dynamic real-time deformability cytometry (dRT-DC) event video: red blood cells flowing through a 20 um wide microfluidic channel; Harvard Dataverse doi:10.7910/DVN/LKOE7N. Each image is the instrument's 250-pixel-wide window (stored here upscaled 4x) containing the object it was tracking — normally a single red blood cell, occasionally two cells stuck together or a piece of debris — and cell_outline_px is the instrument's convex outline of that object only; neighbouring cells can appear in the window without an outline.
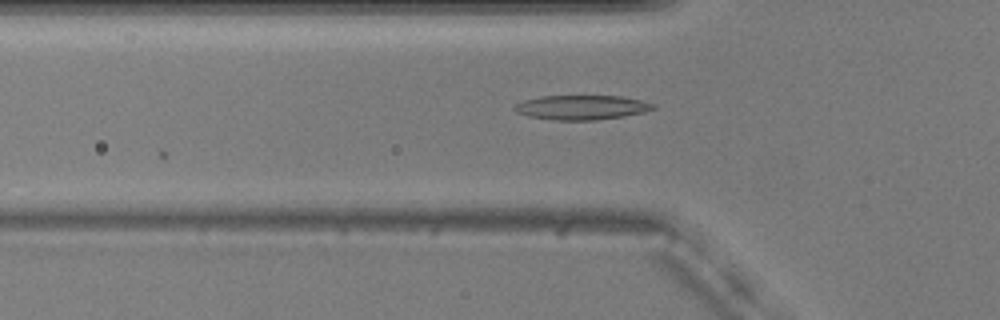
{"species": "common noctule bat (a hibernating species)", "species_latin": "Nyctalus noctula", "temperature_condition": "warm", "stored_images_in_passage": 10, "camera_frame_rate_fps": 3000, "um_per_image_px": 0.085, "animal": {"sex": "male", "body_mass_g": 20.5, "forearm_length_mm": 52.5}, "frame": {"image": 1, "passage_image": 2, "time_ms": 0.333, "image_size_px": [1000, 320], "cell_outline_px": [[656, 108], [644, 112], [624, 116], [596, 120], [552, 120], [528, 116], [516, 112], [512, 108], [516, 104], [524, 100], [540, 96], [620, 96], [640, 100], [656, 104]], "centroid_in_image_um": [49.43, 9.13], "position_along_channel_um": 76.4, "area_um2": 19.83}}
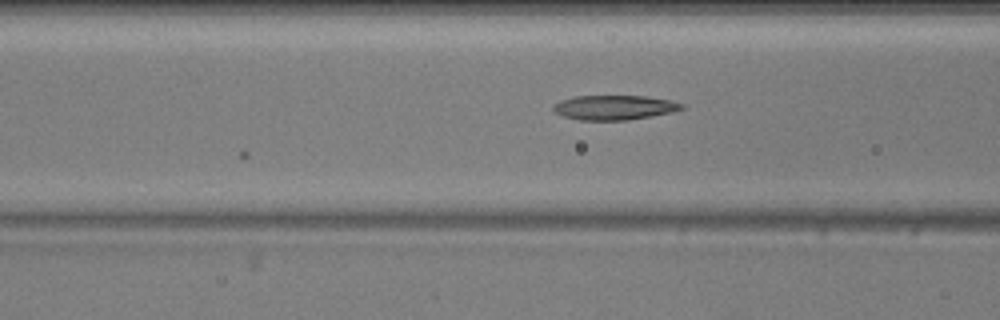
{"frame": {"image": 2, "passage_image": 5, "time_ms": 1.333, "image_size_px": [1000, 320], "cell_outline_px": [[684, 108], [672, 112], [652, 116], [628, 120], [580, 120], [564, 116], [556, 112], [552, 108], [552, 104], [560, 100], [576, 96], [648, 96], [668, 100], [684, 104]], "centroid_in_image_um": [52.21, 9.13], "position_along_channel_um": 114.4, "area_um2": 18.38}}
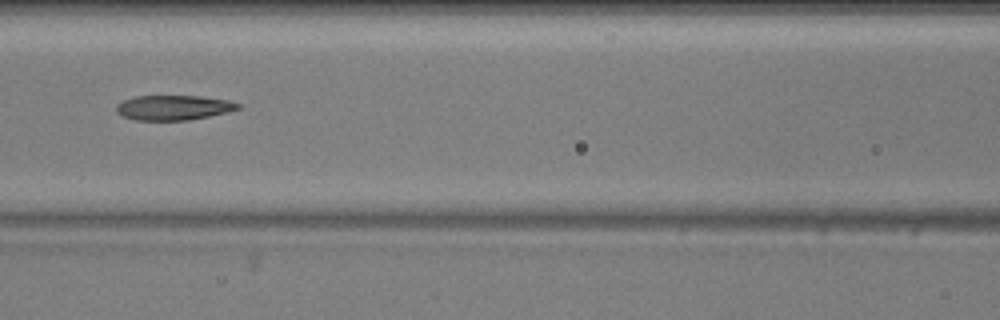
{"frame": {"image": 3, "passage_image": 8, "time_ms": 2.333, "image_size_px": [1000, 320], "cell_outline_px": [[240, 108], [228, 112], [188, 120], [136, 120], [124, 116], [116, 112], [116, 104], [124, 100], [136, 96], [200, 96], [228, 100], [240, 104]], "centroid_in_image_um": [14.74, 9.14], "position_along_channel_um": 151.9, "area_um2": 17.51}}